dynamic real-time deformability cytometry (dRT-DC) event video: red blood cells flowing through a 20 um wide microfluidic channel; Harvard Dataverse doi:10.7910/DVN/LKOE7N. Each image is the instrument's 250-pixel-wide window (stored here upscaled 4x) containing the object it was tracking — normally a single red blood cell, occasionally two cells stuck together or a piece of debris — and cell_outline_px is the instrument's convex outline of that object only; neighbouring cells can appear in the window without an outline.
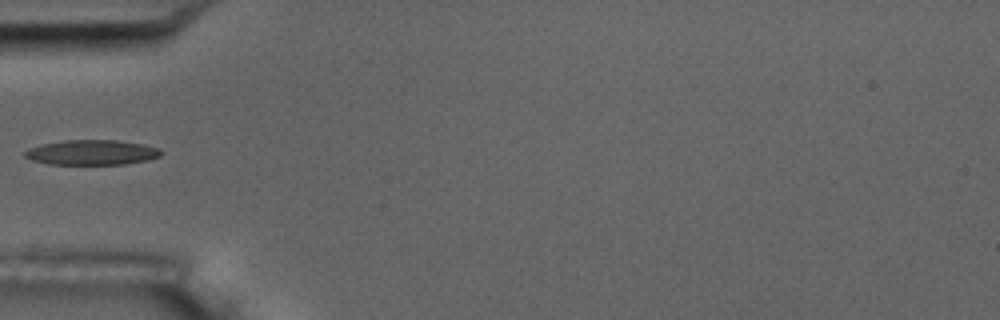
{"species": "common noctule bat (a hibernating species)", "species_latin": "Nyctalus noctula", "temperature_condition": "room temperature", "stored_images_in_passage": 3, "camera_frame_rate_fps": 3000, "um_per_image_px": 0.085, "animal": {"sex": "male", "body_mass_g": 17.5, "forearm_length_mm": 52.3}, "frame": {"image": 1, "passage_image": 2, "time_ms": 1.0, "image_size_px": [1000, 320], "cell_outline_px": [[164, 152], [160, 156], [148, 160], [124, 164], [48, 164], [32, 160], [24, 156], [24, 152], [28, 148], [44, 144], [64, 140], [116, 140], [144, 144], [160, 148]], "centroid_in_image_um": [7.84, 12.95], "position_along_channel_um": 77.2, "area_um2": 19.88}}